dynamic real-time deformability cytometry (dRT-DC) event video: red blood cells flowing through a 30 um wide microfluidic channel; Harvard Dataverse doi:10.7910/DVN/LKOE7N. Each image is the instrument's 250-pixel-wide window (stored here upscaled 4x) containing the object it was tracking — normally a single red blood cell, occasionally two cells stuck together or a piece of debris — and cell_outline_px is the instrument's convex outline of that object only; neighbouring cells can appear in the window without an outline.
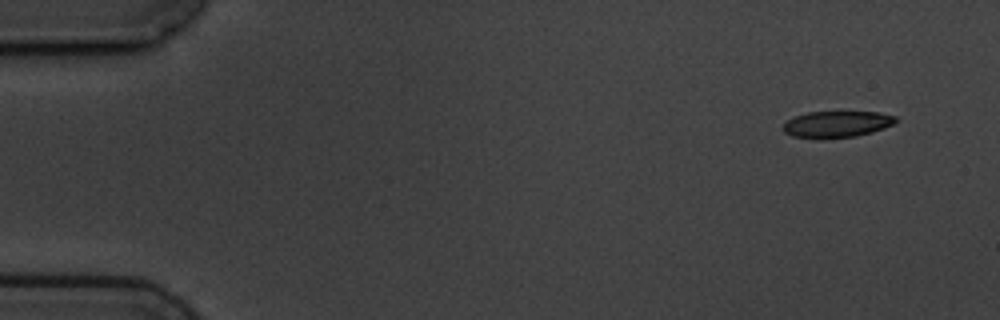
{"species": "common noctule bat (a hibernating species)", "species_latin": "Nyctalus noctula", "temperature_condition": "cold", "stored_images_in_passage": 8, "camera_frame_rate_fps": 3000, "um_per_image_px": 0.085, "animal": {"sex": "male", "body_mass_g": 19.5, "forearm_length_mm": 54.6}, "frame": {"image": 1, "passage_image": 1, "time_ms": 0.0, "image_size_px": [1000, 320], "cell_outline_px": [[900, 120], [884, 128], [872, 132], [856, 136], [824, 140], [816, 140], [792, 136], [784, 132], [780, 128], [788, 120], [796, 116], [808, 112], [880, 112], [896, 116]], "centroid_in_image_um": [71.11, 10.58], "position_along_channel_um": 13.9, "area_um2": 17.8}}
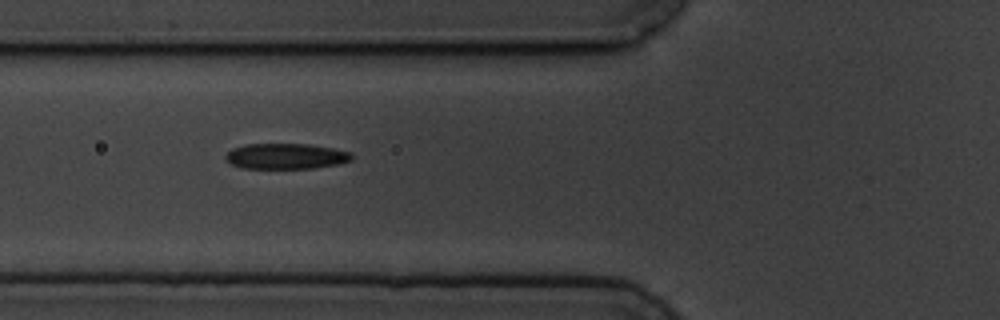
{"frame": {"image": 2, "passage_image": 5, "time_ms": 5.667, "image_size_px": [1000, 320], "cell_outline_px": [[352, 160], [340, 164], [316, 168], [240, 168], [224, 160], [224, 156], [232, 148], [244, 144], [308, 144], [332, 148], [352, 152]], "centroid_in_image_um": [24.29, 13.28], "position_along_channel_um": 101.5, "area_um2": 19.02}}
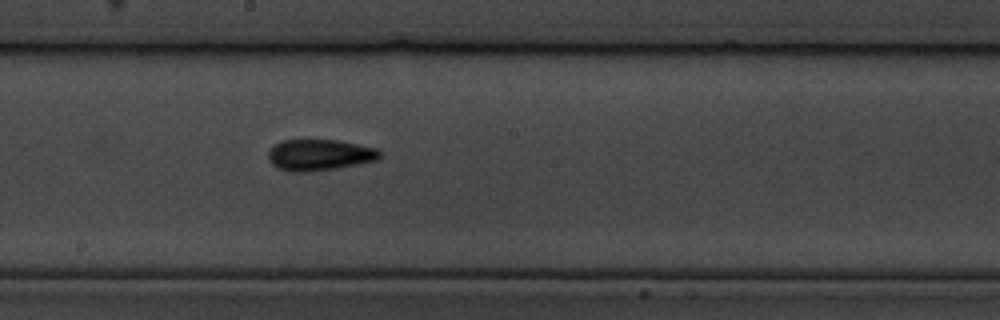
{"frame": {"image": 3, "passage_image": 8, "time_ms": 9.0, "image_size_px": [1000, 320], "cell_outline_px": [[384, 152], [376, 160], [336, 168], [308, 172], [292, 172], [276, 168], [272, 164], [268, 156], [268, 152], [276, 144], [284, 140], [336, 140], [376, 148]], "centroid_in_image_um": [27.15, 13.17], "position_along_channel_um": 221.0, "area_um2": 20.11}}